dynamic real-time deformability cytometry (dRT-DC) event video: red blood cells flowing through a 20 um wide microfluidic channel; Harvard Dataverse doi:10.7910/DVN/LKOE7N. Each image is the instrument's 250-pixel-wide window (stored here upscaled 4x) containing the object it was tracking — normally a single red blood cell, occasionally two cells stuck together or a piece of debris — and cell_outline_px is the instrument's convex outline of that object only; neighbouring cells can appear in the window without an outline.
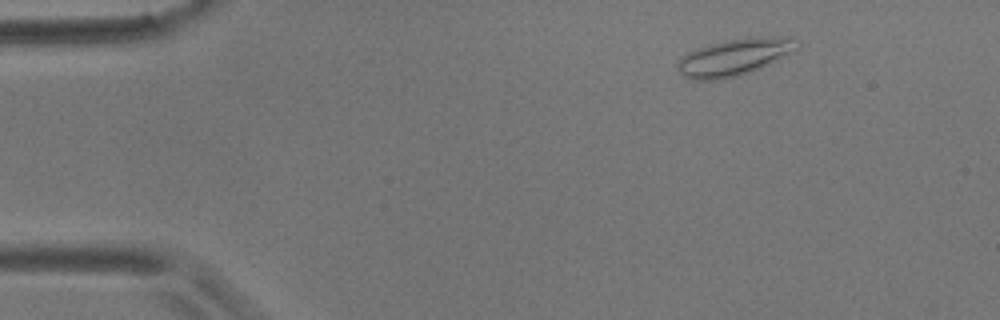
{"species": "common noctule bat (a hibernating species)", "species_latin": "Nyctalus noctula", "temperature_condition": "room temperature", "stored_images_in_passage": 5, "camera_frame_rate_fps": 3000, "um_per_image_px": 0.085, "animal": {"sex": "male", "body_mass_g": 17.9}, "frame": {"image": 1, "passage_image": 2, "time_ms": 1.333, "image_size_px": [1000, 320], "cell_outline_px": [[800, 40], [796, 48], [776, 60], [760, 68], [736, 76], [720, 80], [692, 80], [684, 76], [680, 72], [676, 64], [680, 56], [696, 48], [728, 40], [756, 36], [792, 36]], "centroid_in_image_um": [62.4, 4.84], "position_along_channel_um": 22.6, "area_um2": 25.61}}